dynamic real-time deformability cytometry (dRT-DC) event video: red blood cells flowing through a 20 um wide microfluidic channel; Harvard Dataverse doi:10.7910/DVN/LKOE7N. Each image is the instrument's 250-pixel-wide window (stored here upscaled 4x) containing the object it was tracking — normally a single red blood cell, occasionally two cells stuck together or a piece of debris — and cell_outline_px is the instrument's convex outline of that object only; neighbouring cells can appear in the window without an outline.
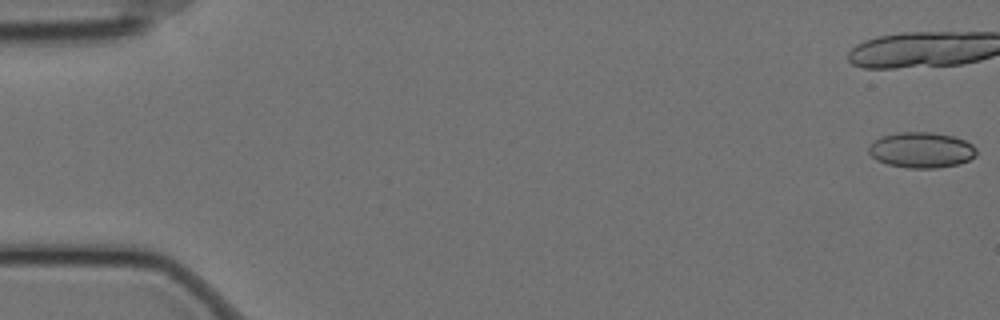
{"species": "Egyptian fruit bat (a non-hibernating species)", "species_latin": "Rousettus aegyptiacus", "temperature_condition": "cold", "stored_images_in_passage": 8, "camera_frame_rate_fps": 3000, "um_per_image_px": 0.085, "animal": {"sex": "female"}, "frame": {"image": 1, "passage_image": 1, "time_ms": 0.0, "image_size_px": [1000, 320], "cell_outline_px": [[976, 156], [968, 160], [956, 164], [936, 168], [908, 168], [888, 164], [876, 160], [868, 152], [868, 148], [880, 136], [896, 132], [932, 132], [952, 136], [964, 140], [972, 144], [976, 148]], "centroid_in_image_um": [78.31, 12.74], "position_along_channel_um": 6.7, "area_um2": 22.31}}